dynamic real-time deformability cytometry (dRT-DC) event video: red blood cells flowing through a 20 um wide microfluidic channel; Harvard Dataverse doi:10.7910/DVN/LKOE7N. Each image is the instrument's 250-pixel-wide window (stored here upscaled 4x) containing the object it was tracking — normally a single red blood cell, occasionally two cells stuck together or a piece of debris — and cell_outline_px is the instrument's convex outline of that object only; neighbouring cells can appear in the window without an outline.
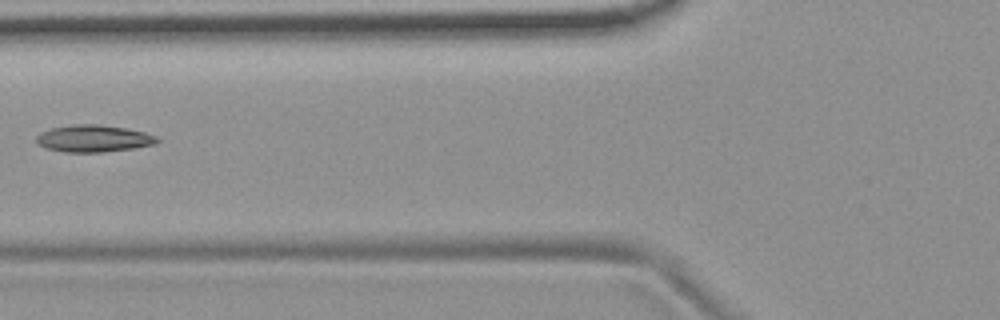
{"species": "common noctule bat (a hibernating species)", "species_latin": "Nyctalus noctula", "temperature_condition": "room temperature", "stored_images_in_passage": 7, "camera_frame_rate_fps": 3000, "um_per_image_px": 0.085, "animal": {"sex": "female", "body_mass_g": 19.9}, "frame": {"image": 1, "passage_image": 6, "time_ms": 1.667, "image_size_px": [1000, 320], "cell_outline_px": [[160, 140], [152, 144], [132, 148], [104, 152], [64, 152], [48, 148], [36, 144], [36, 136], [40, 132], [52, 128], [72, 124], [96, 124], [124, 128], [144, 132], [156, 136]], "centroid_in_image_um": [7.9, 11.77], "position_along_channel_um": 117.9, "area_um2": 18.84}}
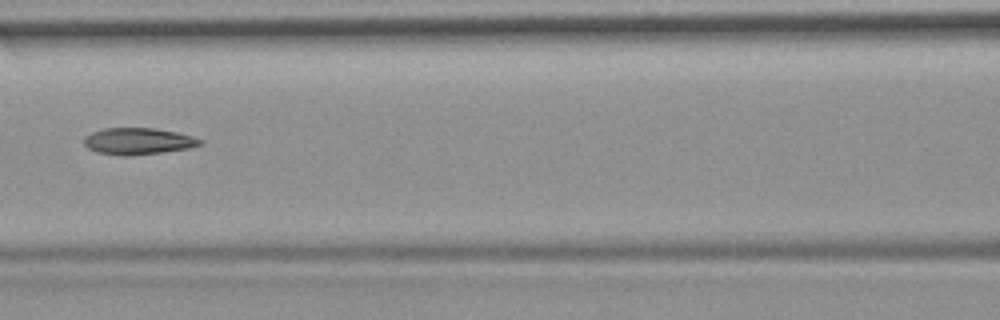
{"frame": {"image": 2, "passage_image": 7, "time_ms": 2.0, "image_size_px": [1000, 320], "cell_outline_px": [[204, 144], [188, 148], [132, 156], [124, 156], [96, 152], [88, 148], [84, 144], [84, 136], [92, 132], [104, 128], [156, 128], [176, 132], [192, 136], [204, 140]], "centroid_in_image_um": [11.74, 12.0], "position_along_channel_um": 154.9, "area_um2": 18.09}}